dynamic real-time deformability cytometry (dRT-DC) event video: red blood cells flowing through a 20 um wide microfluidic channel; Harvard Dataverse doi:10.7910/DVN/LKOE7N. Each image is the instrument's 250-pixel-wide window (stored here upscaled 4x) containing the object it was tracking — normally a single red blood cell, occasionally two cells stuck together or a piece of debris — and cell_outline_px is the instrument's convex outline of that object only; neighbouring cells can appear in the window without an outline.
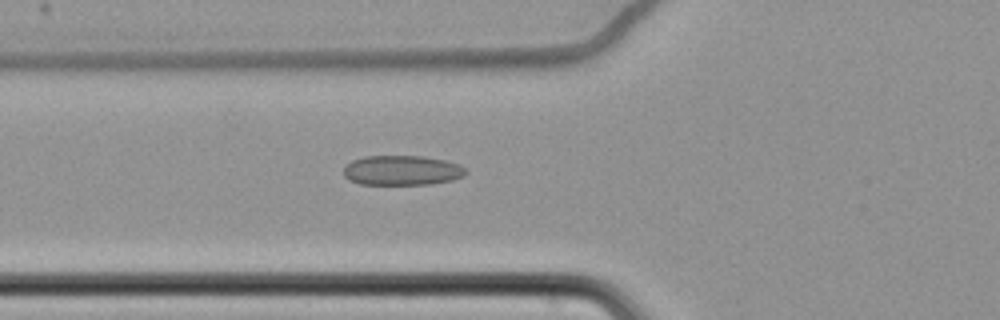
{"species": "common noctule bat (a hibernating species)", "species_latin": "Nyctalus noctula", "temperature_condition": "cold", "stored_images_in_passage": 63, "camera_frame_rate_fps": 3000, "um_per_image_px": 0.085, "animal": {"sex": "female", "body_mass_g": 22.7, "forearm_length_mm": 54.2}, "frame": {"image": 1, "passage_image": 26, "time_ms": 8.333, "image_size_px": [1000, 320], "cell_outline_px": [[468, 172], [464, 176], [452, 180], [432, 184], [360, 184], [348, 180], [344, 176], [344, 168], [352, 160], [364, 156], [424, 156], [444, 160], [460, 164]], "centroid_in_image_um": [34.18, 14.48], "position_along_channel_um": 91.6, "area_um2": 21.33}}
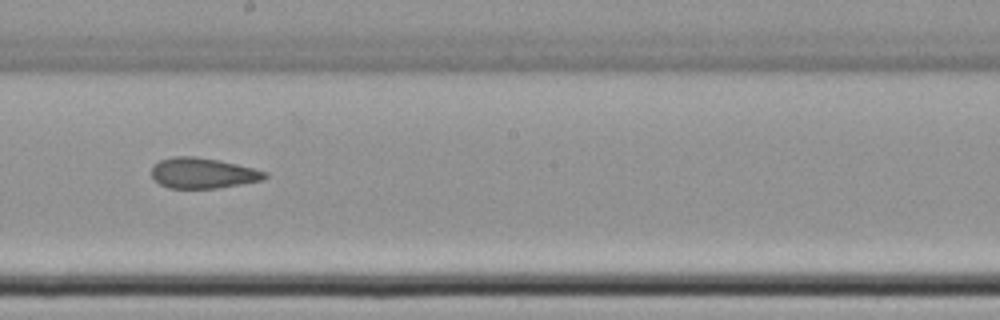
{"frame": {"image": 2, "passage_image": 38, "time_ms": 12.333, "image_size_px": [1000, 320], "cell_outline_px": [[268, 176], [264, 180], [216, 188], [168, 188], [160, 184], [152, 176], [152, 164], [160, 160], [172, 156], [196, 156], [220, 160], [268, 172]], "centroid_in_image_um": [17.23, 14.7], "position_along_channel_um": 231.0, "area_um2": 20.23}}
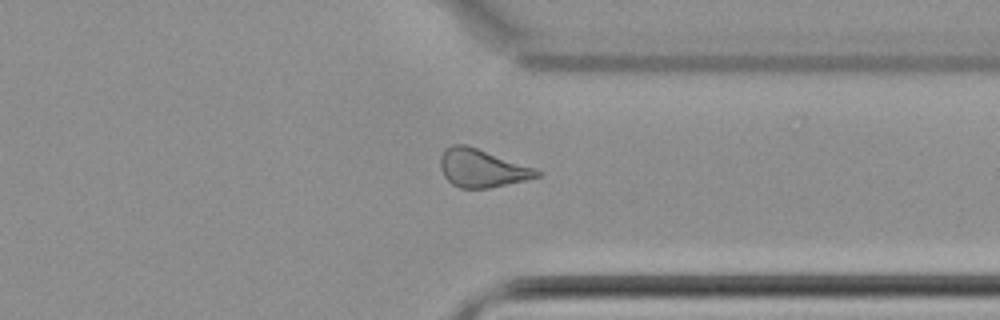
{"frame": {"image": 3, "passage_image": 50, "time_ms": 16.333, "image_size_px": [1000, 320], "cell_outline_px": [[544, 172], [540, 176], [524, 180], [488, 188], [460, 188], [452, 184], [444, 176], [440, 168], [440, 156], [444, 148], [452, 144], [464, 144], [476, 148]], "centroid_in_image_um": [40.9, 14.29], "position_along_channel_um": 370.5, "area_um2": 21.04}, "authors_computed_cell_mechanics": {"area_um2": 21.8484, "velocity_mm_per_s": 3.4799, "shape_relaxation_time_tau1_ms": null, "shape_relaxation_time_tau2_ms": 3.4207, "deformation_change_tau1": null, "deformation_change_tau2": 0.1094}}